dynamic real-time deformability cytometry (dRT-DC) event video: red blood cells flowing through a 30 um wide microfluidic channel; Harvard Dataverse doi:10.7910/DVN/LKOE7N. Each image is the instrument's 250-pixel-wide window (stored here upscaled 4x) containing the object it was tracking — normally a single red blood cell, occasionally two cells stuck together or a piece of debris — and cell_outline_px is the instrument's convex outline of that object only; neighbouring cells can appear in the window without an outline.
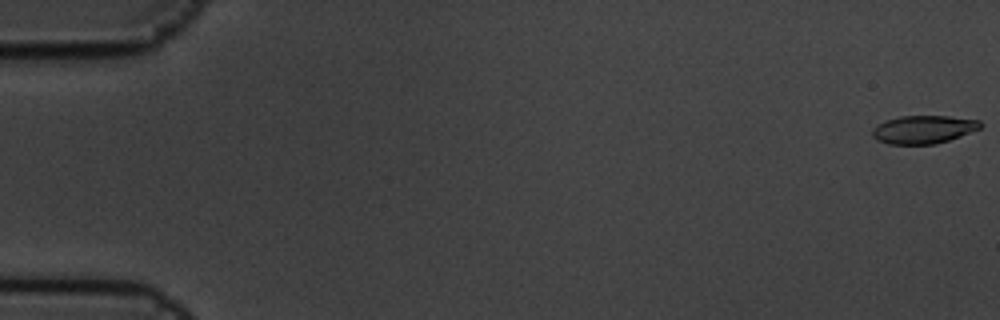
{"species": "common noctule bat (a hibernating species)", "species_latin": "Nyctalus noctula", "temperature_condition": "cold", "stored_images_in_passage": 7, "segment_of_instrument_passage": [1, 2], "camera_frame_rate_fps": 3000, "um_per_image_px": 0.085, "animal": {"sex": "male", "body_mass_g": 19.5, "forearm_length_mm": 54.6}, "frame": {"image": 1, "passage_image": 1, "time_ms": 0.0, "image_size_px": [1000, 320], "cell_outline_px": [[984, 124], [980, 128], [960, 136], [936, 144], [888, 144], [876, 140], [872, 136], [872, 128], [884, 120], [900, 116], [948, 116], [980, 120]], "centroid_in_image_um": [78.47, 11.0], "position_along_channel_um": 6.5, "area_um2": 17.8}}
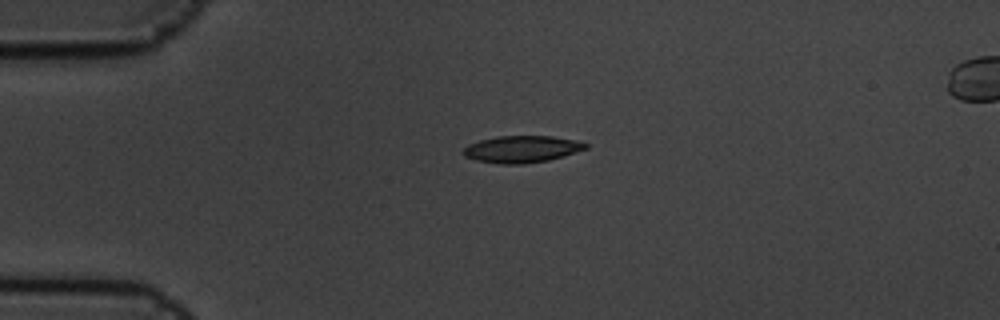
{"frame": {"image": 2, "passage_image": 5, "time_ms": 1.333, "image_size_px": [1000, 320], "cell_outline_px": [[588, 148], [564, 156], [548, 160], [524, 164], [500, 164], [476, 160], [464, 156], [464, 148], [468, 144], [480, 140], [496, 136], [552, 136], [572, 140], [588, 144]], "centroid_in_image_um": [44.33, 12.68], "position_along_channel_um": 40.7, "area_um2": 19.07}}